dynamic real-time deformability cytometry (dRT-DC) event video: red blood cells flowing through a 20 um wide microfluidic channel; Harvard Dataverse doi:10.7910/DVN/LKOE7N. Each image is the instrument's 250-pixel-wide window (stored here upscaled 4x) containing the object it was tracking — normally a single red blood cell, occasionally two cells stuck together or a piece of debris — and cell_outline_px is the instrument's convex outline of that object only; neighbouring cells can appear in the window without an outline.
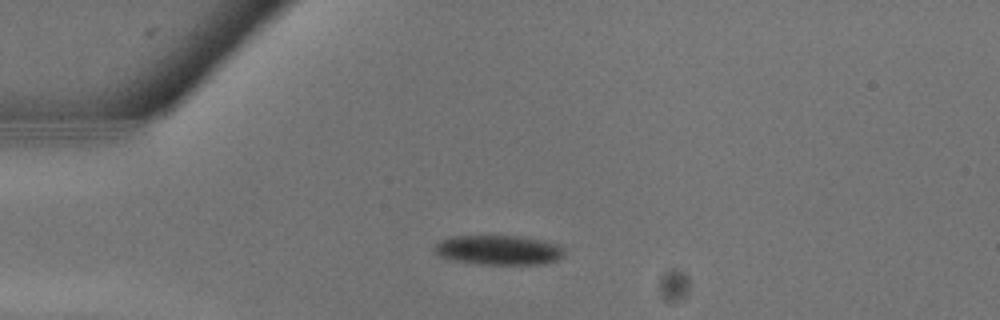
{"species": "common noctule bat (a hibernating species)", "species_latin": "Nyctalus noctula", "temperature_condition": "warm", "stored_images_in_passage": 14, "camera_frame_rate_fps": 3000, "um_per_image_px": 0.085, "animal": {"sex": "male", "body_mass_g": 13.3}, "frame": {"image": 1, "passage_image": 6, "time_ms": 1.667, "image_size_px": [1000, 320], "cell_outline_px": [[564, 256], [556, 260], [544, 264], [480, 264], [452, 260], [440, 256], [436, 252], [436, 244], [440, 240], [452, 236], [524, 236], [544, 240], [560, 244], [564, 248]], "centroid_in_image_um": [42.45, 21.24], "position_along_channel_um": 42.5, "area_um2": 22.54}}
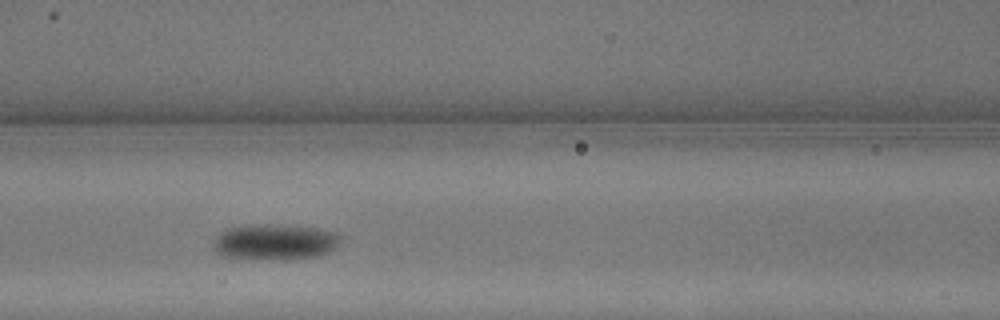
{"frame": {"image": 2, "passage_image": 11, "time_ms": 3.333, "image_size_px": [1000, 320], "cell_outline_px": [[340, 240], [336, 248], [332, 252], [316, 256], [224, 256], [216, 252], [212, 248], [212, 244], [216, 236], [224, 228], [244, 224], [284, 224], [316, 228], [336, 232], [340, 236]], "centroid_in_image_um": [23.35, 20.47], "position_along_channel_um": 143.3, "area_um2": 25.72}}
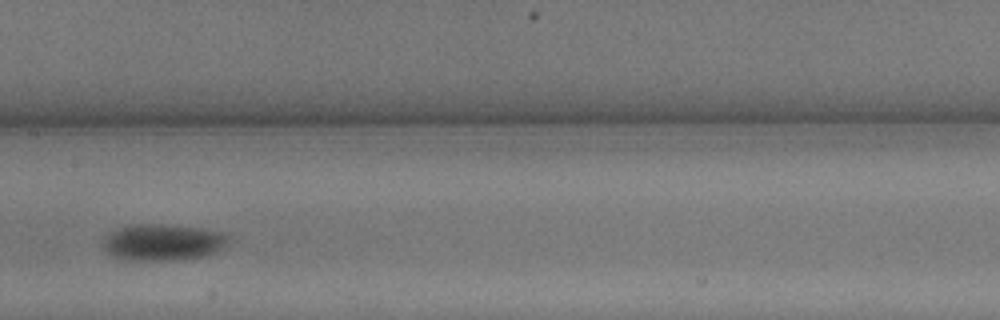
{"frame": {"image": 3, "passage_image": 13, "time_ms": 4.0, "image_size_px": [1000, 320], "cell_outline_px": [[228, 244], [216, 252], [208, 256], [184, 260], [120, 260], [112, 256], [104, 248], [104, 236], [108, 232], [116, 228], [132, 224], [164, 224], [200, 228], [220, 232], [228, 236]], "centroid_in_image_um": [13.82, 20.6], "position_along_channel_um": 193.6, "area_um2": 27.11}}